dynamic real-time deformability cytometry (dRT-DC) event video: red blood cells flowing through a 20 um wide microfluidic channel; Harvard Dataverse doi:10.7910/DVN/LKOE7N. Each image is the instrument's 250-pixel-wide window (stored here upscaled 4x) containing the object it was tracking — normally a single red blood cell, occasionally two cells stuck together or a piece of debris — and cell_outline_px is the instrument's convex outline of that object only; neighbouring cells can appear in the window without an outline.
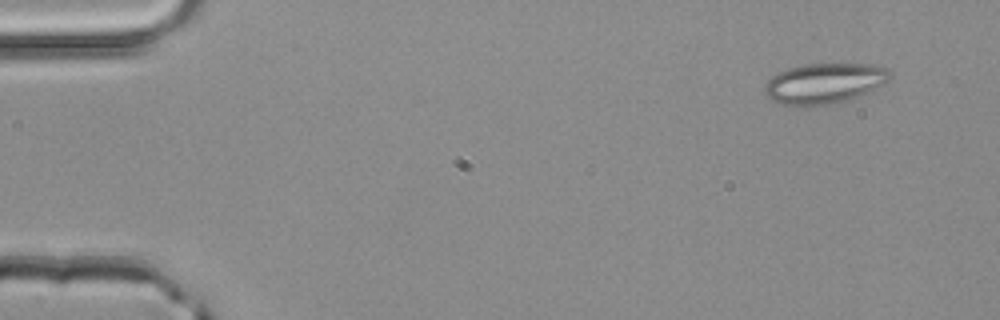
{"species": "common noctule bat (a hibernating species)", "species_latin": "Nyctalus noctula", "temperature_condition": "room temperature", "stored_images_in_passage": 47, "camera_frame_rate_fps": 3000, "um_per_image_px": 0.085, "animal": {"sex": "male", "body_mass_g": 20.4}, "frame": {"image": 1, "passage_image": 1, "time_ms": 0.0, "image_size_px": [1000, 320], "cell_outline_px": [[892, 76], [884, 84], [872, 92], [848, 100], [800, 108], [792, 108], [780, 104], [772, 100], [764, 92], [764, 84], [772, 76], [788, 68], [804, 64], [868, 64], [888, 68], [892, 72]], "centroid_in_image_um": [70.07, 7.11], "position_along_channel_um": 14.9, "area_um2": 30.11}}
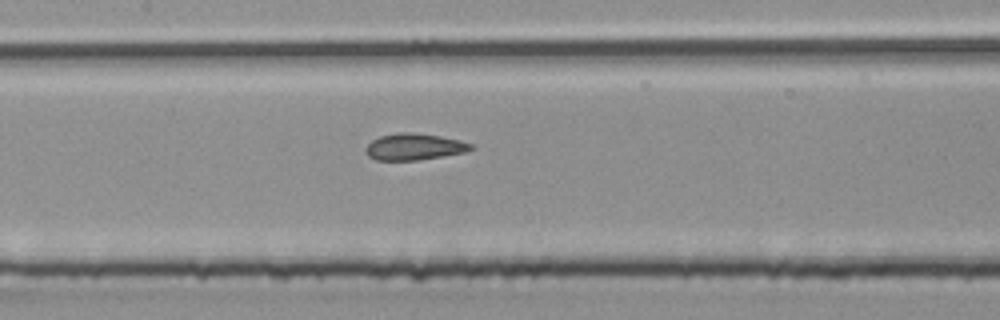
{"frame": {"image": 2, "passage_image": 21, "time_ms": 6.667, "image_size_px": [1000, 320], "cell_outline_px": [[476, 148], [464, 152], [416, 160], [376, 160], [368, 156], [364, 152], [364, 148], [372, 140], [380, 136], [396, 132], [416, 132], [440, 136], [460, 140], [472, 144]], "centroid_in_image_um": [35.18, 12.46], "position_along_channel_um": 172.2, "area_um2": 16.36}}
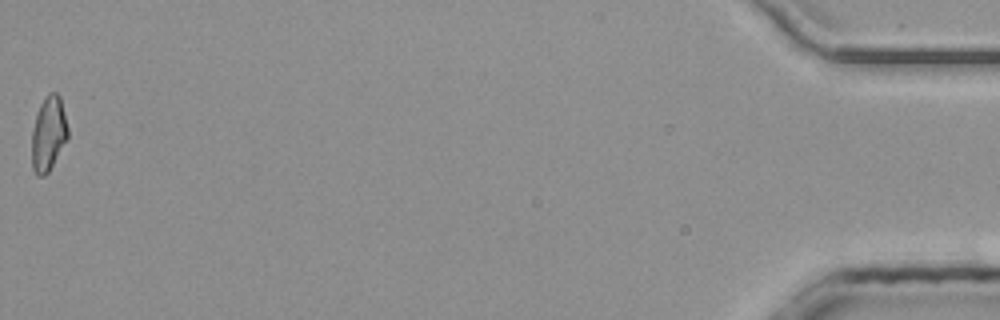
{"frame": {"image": 3, "passage_image": 47, "time_ms": 15.333, "image_size_px": [1000, 320], "cell_outline_px": [[68, 140], [48, 172], [44, 176], [36, 176], [32, 168], [32, 128], [40, 104], [48, 92], [56, 92], [60, 96], [68, 128]], "centroid_in_image_um": [4.12, 11.37], "position_along_channel_um": 431.1, "area_um2": 15.84}, "authors_computed_cell_mechanics": {"area_um2": 16.3574, "velocity_mm_per_s": 4.1885, "shape_relaxation_time_tau1_ms": null, "shape_relaxation_time_tau2_ms": 1.3011, "deformation_change_tau1": null, "deformation_change_tau2": 0.1046}}